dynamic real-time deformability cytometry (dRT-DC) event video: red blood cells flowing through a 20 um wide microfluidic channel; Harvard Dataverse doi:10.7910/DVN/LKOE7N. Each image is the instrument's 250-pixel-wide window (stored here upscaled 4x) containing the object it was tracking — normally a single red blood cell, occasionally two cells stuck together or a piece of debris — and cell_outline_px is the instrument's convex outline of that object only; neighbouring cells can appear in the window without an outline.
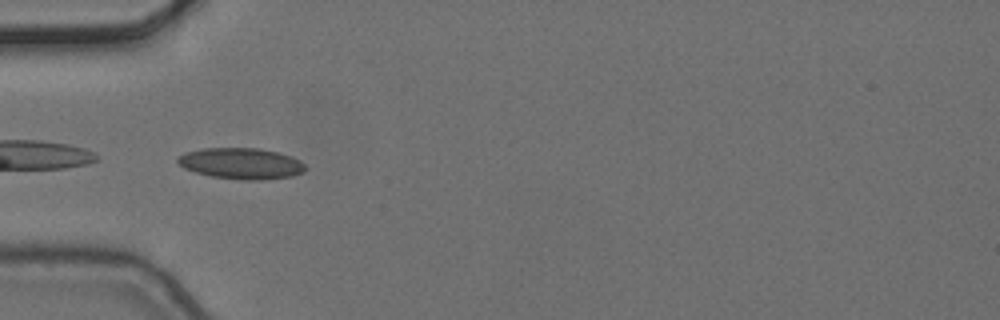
{"species": "common noctule bat (a hibernating species)", "species_latin": "Nyctalus noctula", "temperature_condition": "cold", "stored_images_in_passage": 5, "camera_frame_rate_fps": 3000, "um_per_image_px": 0.085, "animal": {"sex": "female", "body_mass_g": 24.6, "forearm_length_mm": 56.2}, "frame": {"image": 1, "passage_image": 4, "time_ms": 1.0, "image_size_px": [1000, 320], "cell_outline_px": [[308, 168], [304, 172], [292, 176], [260, 180], [244, 180], [212, 176], [196, 172], [184, 168], [176, 164], [176, 160], [184, 152], [204, 148], [260, 148], [292, 156], [300, 160]], "centroid_in_image_um": [20.51, 13.89], "position_along_channel_um": 64.5, "area_um2": 23.24}}
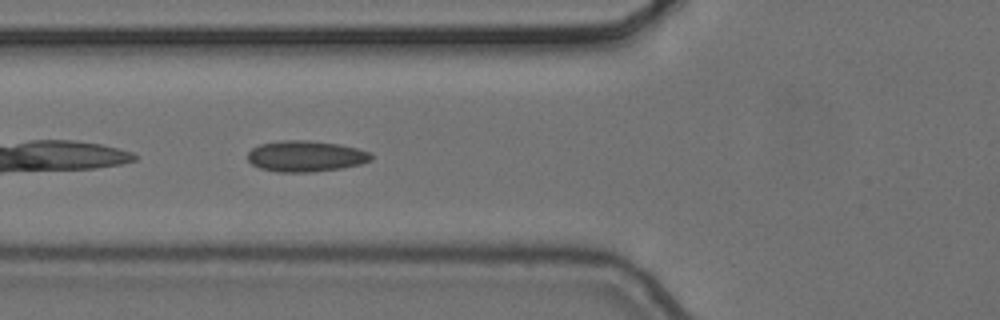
{"frame": {"image": 2, "passage_image": 5, "time_ms": 1.333, "image_size_px": [1000, 320], "cell_outline_px": [[372, 160], [360, 164], [340, 168], [312, 172], [276, 172], [260, 168], [252, 164], [248, 160], [248, 152], [252, 148], [260, 144], [280, 140], [308, 140], [340, 144], [372, 152]], "centroid_in_image_um": [25.98, 13.27], "position_along_channel_um": 99.8, "area_um2": 22.43}}